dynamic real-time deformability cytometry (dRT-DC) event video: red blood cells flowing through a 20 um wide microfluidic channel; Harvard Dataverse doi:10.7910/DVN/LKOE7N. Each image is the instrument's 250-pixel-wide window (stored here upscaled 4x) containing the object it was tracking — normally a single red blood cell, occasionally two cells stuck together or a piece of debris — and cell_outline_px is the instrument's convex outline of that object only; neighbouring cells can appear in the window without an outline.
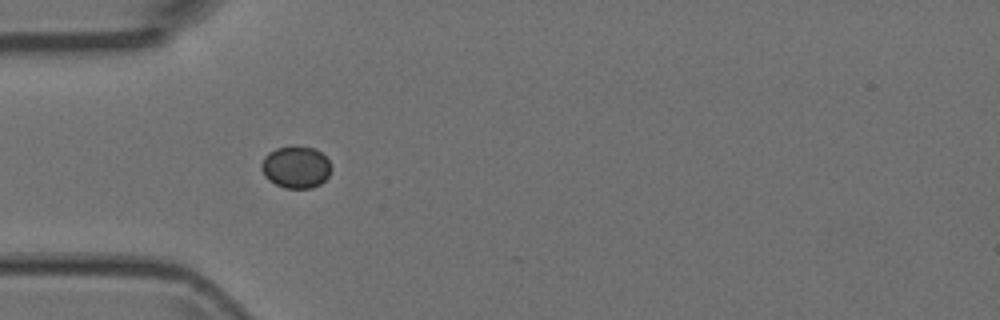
{"species": "Egyptian fruit bat (a non-hibernating species)", "species_latin": "Rousettus aegyptiacus", "temperature_condition": "room temperature", "stored_images_in_passage": 2, "camera_frame_rate_fps": 3000, "um_per_image_px": 0.085, "animal": {"sex": "female"}, "frame": {"image": 1, "passage_image": 1, "time_ms": 0.0, "image_size_px": [1000, 320], "cell_outline_px": [[332, 168], [328, 176], [320, 184], [312, 188], [284, 188], [268, 180], [264, 176], [260, 168], [260, 164], [264, 156], [268, 152], [276, 148], [292, 144], [296, 144], [316, 148], [328, 160]], "centroid_in_image_um": [25.12, 14.17], "position_along_channel_um": 59.9, "area_um2": 17.57}}
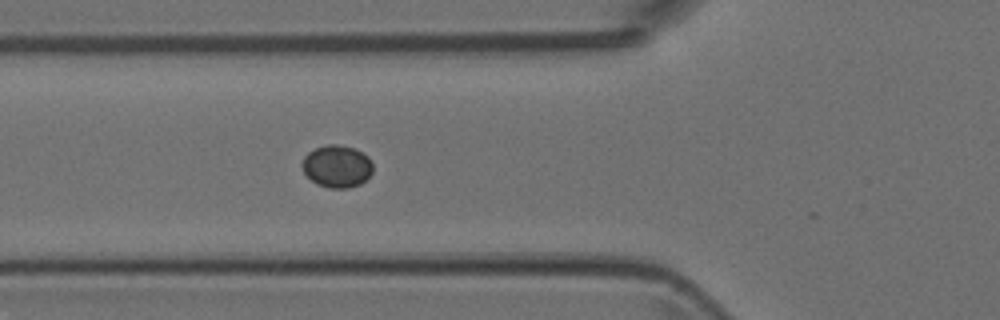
{"frame": {"image": 2, "passage_image": 2, "time_ms": 0.333, "image_size_px": [1000, 320], "cell_outline_px": [[372, 172], [360, 184], [348, 188], [328, 188], [316, 184], [304, 172], [300, 164], [304, 156], [308, 152], [316, 148], [328, 144], [336, 144], [356, 148], [368, 156], [372, 164]], "centroid_in_image_um": [28.62, 14.13], "position_along_channel_um": 97.2, "area_um2": 17.51}}